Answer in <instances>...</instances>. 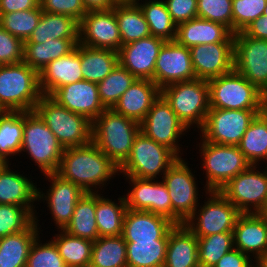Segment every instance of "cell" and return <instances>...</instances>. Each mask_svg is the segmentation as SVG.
I'll return each instance as SVG.
<instances>
[{"label": "cell", "mask_w": 267, "mask_h": 267, "mask_svg": "<svg viewBox=\"0 0 267 267\" xmlns=\"http://www.w3.org/2000/svg\"><path fill=\"white\" fill-rule=\"evenodd\" d=\"M83 80L80 44L68 55L47 64L39 72V85L43 95L51 96L58 88Z\"/></svg>", "instance_id": "obj_26"}, {"label": "cell", "mask_w": 267, "mask_h": 267, "mask_svg": "<svg viewBox=\"0 0 267 267\" xmlns=\"http://www.w3.org/2000/svg\"><path fill=\"white\" fill-rule=\"evenodd\" d=\"M86 11L110 10L115 4L112 0H82Z\"/></svg>", "instance_id": "obj_56"}, {"label": "cell", "mask_w": 267, "mask_h": 267, "mask_svg": "<svg viewBox=\"0 0 267 267\" xmlns=\"http://www.w3.org/2000/svg\"><path fill=\"white\" fill-rule=\"evenodd\" d=\"M43 96L39 73L24 62L0 65V109L34 111Z\"/></svg>", "instance_id": "obj_3"}, {"label": "cell", "mask_w": 267, "mask_h": 267, "mask_svg": "<svg viewBox=\"0 0 267 267\" xmlns=\"http://www.w3.org/2000/svg\"><path fill=\"white\" fill-rule=\"evenodd\" d=\"M265 166V169L262 167V171H259L260 167L250 165L219 190L241 213L267 211V165Z\"/></svg>", "instance_id": "obj_11"}, {"label": "cell", "mask_w": 267, "mask_h": 267, "mask_svg": "<svg viewBox=\"0 0 267 267\" xmlns=\"http://www.w3.org/2000/svg\"><path fill=\"white\" fill-rule=\"evenodd\" d=\"M138 0H112V2L116 5V4H134L136 3Z\"/></svg>", "instance_id": "obj_59"}, {"label": "cell", "mask_w": 267, "mask_h": 267, "mask_svg": "<svg viewBox=\"0 0 267 267\" xmlns=\"http://www.w3.org/2000/svg\"><path fill=\"white\" fill-rule=\"evenodd\" d=\"M79 21L63 14L42 12L37 27L24 43H45L55 39H79Z\"/></svg>", "instance_id": "obj_31"}, {"label": "cell", "mask_w": 267, "mask_h": 267, "mask_svg": "<svg viewBox=\"0 0 267 267\" xmlns=\"http://www.w3.org/2000/svg\"><path fill=\"white\" fill-rule=\"evenodd\" d=\"M237 146L250 165L259 166L261 161L267 162V125L258 114Z\"/></svg>", "instance_id": "obj_42"}, {"label": "cell", "mask_w": 267, "mask_h": 267, "mask_svg": "<svg viewBox=\"0 0 267 267\" xmlns=\"http://www.w3.org/2000/svg\"><path fill=\"white\" fill-rule=\"evenodd\" d=\"M174 226L172 221L155 213L127 209L122 236L125 242L168 240Z\"/></svg>", "instance_id": "obj_24"}, {"label": "cell", "mask_w": 267, "mask_h": 267, "mask_svg": "<svg viewBox=\"0 0 267 267\" xmlns=\"http://www.w3.org/2000/svg\"><path fill=\"white\" fill-rule=\"evenodd\" d=\"M196 79L190 49L174 41H165L155 63L154 83L166 85Z\"/></svg>", "instance_id": "obj_19"}, {"label": "cell", "mask_w": 267, "mask_h": 267, "mask_svg": "<svg viewBox=\"0 0 267 267\" xmlns=\"http://www.w3.org/2000/svg\"><path fill=\"white\" fill-rule=\"evenodd\" d=\"M267 0H232V32L243 31L263 15Z\"/></svg>", "instance_id": "obj_48"}, {"label": "cell", "mask_w": 267, "mask_h": 267, "mask_svg": "<svg viewBox=\"0 0 267 267\" xmlns=\"http://www.w3.org/2000/svg\"><path fill=\"white\" fill-rule=\"evenodd\" d=\"M96 193H84L75 205L70 222L63 229L71 236L95 242L99 238L96 223Z\"/></svg>", "instance_id": "obj_34"}, {"label": "cell", "mask_w": 267, "mask_h": 267, "mask_svg": "<svg viewBox=\"0 0 267 267\" xmlns=\"http://www.w3.org/2000/svg\"><path fill=\"white\" fill-rule=\"evenodd\" d=\"M234 69L261 92L267 91V40L234 33Z\"/></svg>", "instance_id": "obj_15"}, {"label": "cell", "mask_w": 267, "mask_h": 267, "mask_svg": "<svg viewBox=\"0 0 267 267\" xmlns=\"http://www.w3.org/2000/svg\"><path fill=\"white\" fill-rule=\"evenodd\" d=\"M175 41L187 48L212 43H234V33L225 25L194 18L177 25Z\"/></svg>", "instance_id": "obj_27"}, {"label": "cell", "mask_w": 267, "mask_h": 267, "mask_svg": "<svg viewBox=\"0 0 267 267\" xmlns=\"http://www.w3.org/2000/svg\"><path fill=\"white\" fill-rule=\"evenodd\" d=\"M165 40L149 36L122 45L119 52V64L137 79H149L154 82L155 63Z\"/></svg>", "instance_id": "obj_20"}, {"label": "cell", "mask_w": 267, "mask_h": 267, "mask_svg": "<svg viewBox=\"0 0 267 267\" xmlns=\"http://www.w3.org/2000/svg\"><path fill=\"white\" fill-rule=\"evenodd\" d=\"M140 123L105 109L92 122V142L118 167L129 157Z\"/></svg>", "instance_id": "obj_2"}, {"label": "cell", "mask_w": 267, "mask_h": 267, "mask_svg": "<svg viewBox=\"0 0 267 267\" xmlns=\"http://www.w3.org/2000/svg\"><path fill=\"white\" fill-rule=\"evenodd\" d=\"M24 42L0 26V65L23 62Z\"/></svg>", "instance_id": "obj_50"}, {"label": "cell", "mask_w": 267, "mask_h": 267, "mask_svg": "<svg viewBox=\"0 0 267 267\" xmlns=\"http://www.w3.org/2000/svg\"><path fill=\"white\" fill-rule=\"evenodd\" d=\"M40 5L43 12L68 15L79 22L87 13L82 0H40Z\"/></svg>", "instance_id": "obj_51"}, {"label": "cell", "mask_w": 267, "mask_h": 267, "mask_svg": "<svg viewBox=\"0 0 267 267\" xmlns=\"http://www.w3.org/2000/svg\"><path fill=\"white\" fill-rule=\"evenodd\" d=\"M38 236L31 245L26 267H67L52 240L41 243Z\"/></svg>", "instance_id": "obj_47"}, {"label": "cell", "mask_w": 267, "mask_h": 267, "mask_svg": "<svg viewBox=\"0 0 267 267\" xmlns=\"http://www.w3.org/2000/svg\"><path fill=\"white\" fill-rule=\"evenodd\" d=\"M178 119L190 131L203 127L209 111V85L206 80L194 79L175 82L161 89ZM194 126V127H192Z\"/></svg>", "instance_id": "obj_4"}, {"label": "cell", "mask_w": 267, "mask_h": 267, "mask_svg": "<svg viewBox=\"0 0 267 267\" xmlns=\"http://www.w3.org/2000/svg\"><path fill=\"white\" fill-rule=\"evenodd\" d=\"M80 60L83 80L99 83L119 64L118 52L90 48L80 44Z\"/></svg>", "instance_id": "obj_33"}, {"label": "cell", "mask_w": 267, "mask_h": 267, "mask_svg": "<svg viewBox=\"0 0 267 267\" xmlns=\"http://www.w3.org/2000/svg\"><path fill=\"white\" fill-rule=\"evenodd\" d=\"M164 2L176 25L197 18V0H164Z\"/></svg>", "instance_id": "obj_52"}, {"label": "cell", "mask_w": 267, "mask_h": 267, "mask_svg": "<svg viewBox=\"0 0 267 267\" xmlns=\"http://www.w3.org/2000/svg\"><path fill=\"white\" fill-rule=\"evenodd\" d=\"M255 267H267V252L255 261Z\"/></svg>", "instance_id": "obj_58"}, {"label": "cell", "mask_w": 267, "mask_h": 267, "mask_svg": "<svg viewBox=\"0 0 267 267\" xmlns=\"http://www.w3.org/2000/svg\"><path fill=\"white\" fill-rule=\"evenodd\" d=\"M242 32L251 38L267 40V15L252 21Z\"/></svg>", "instance_id": "obj_55"}, {"label": "cell", "mask_w": 267, "mask_h": 267, "mask_svg": "<svg viewBox=\"0 0 267 267\" xmlns=\"http://www.w3.org/2000/svg\"><path fill=\"white\" fill-rule=\"evenodd\" d=\"M96 193V223L99 237L119 236L123 232L124 216L127 211L126 200L123 196L117 198V202L104 198Z\"/></svg>", "instance_id": "obj_35"}, {"label": "cell", "mask_w": 267, "mask_h": 267, "mask_svg": "<svg viewBox=\"0 0 267 267\" xmlns=\"http://www.w3.org/2000/svg\"><path fill=\"white\" fill-rule=\"evenodd\" d=\"M140 131L148 138L168 147L181 158L183 150H181L179 139L189 130L178 119L170 104L161 94L153 102L146 117L140 122Z\"/></svg>", "instance_id": "obj_14"}, {"label": "cell", "mask_w": 267, "mask_h": 267, "mask_svg": "<svg viewBox=\"0 0 267 267\" xmlns=\"http://www.w3.org/2000/svg\"><path fill=\"white\" fill-rule=\"evenodd\" d=\"M59 105L93 122L106 108L98 94L97 83L81 80L58 88L51 96Z\"/></svg>", "instance_id": "obj_22"}, {"label": "cell", "mask_w": 267, "mask_h": 267, "mask_svg": "<svg viewBox=\"0 0 267 267\" xmlns=\"http://www.w3.org/2000/svg\"><path fill=\"white\" fill-rule=\"evenodd\" d=\"M123 177L132 188L124 195L128 209L149 211L172 221L171 198L162 180Z\"/></svg>", "instance_id": "obj_18"}, {"label": "cell", "mask_w": 267, "mask_h": 267, "mask_svg": "<svg viewBox=\"0 0 267 267\" xmlns=\"http://www.w3.org/2000/svg\"><path fill=\"white\" fill-rule=\"evenodd\" d=\"M213 267H255V261L240 250L233 248L226 253Z\"/></svg>", "instance_id": "obj_53"}, {"label": "cell", "mask_w": 267, "mask_h": 267, "mask_svg": "<svg viewBox=\"0 0 267 267\" xmlns=\"http://www.w3.org/2000/svg\"><path fill=\"white\" fill-rule=\"evenodd\" d=\"M45 180L50 182V188L44 192L38 188L37 202L41 201L50 210L52 219H54L57 229L63 230L70 222L76 203L84 195V191L72 183L63 179L57 173H48L43 175Z\"/></svg>", "instance_id": "obj_16"}, {"label": "cell", "mask_w": 267, "mask_h": 267, "mask_svg": "<svg viewBox=\"0 0 267 267\" xmlns=\"http://www.w3.org/2000/svg\"><path fill=\"white\" fill-rule=\"evenodd\" d=\"M42 12L41 5H39L37 8L29 10L0 13V26L25 42L37 27Z\"/></svg>", "instance_id": "obj_45"}, {"label": "cell", "mask_w": 267, "mask_h": 267, "mask_svg": "<svg viewBox=\"0 0 267 267\" xmlns=\"http://www.w3.org/2000/svg\"><path fill=\"white\" fill-rule=\"evenodd\" d=\"M160 94L161 89L152 80L137 79L123 93L112 110L140 123Z\"/></svg>", "instance_id": "obj_28"}, {"label": "cell", "mask_w": 267, "mask_h": 267, "mask_svg": "<svg viewBox=\"0 0 267 267\" xmlns=\"http://www.w3.org/2000/svg\"><path fill=\"white\" fill-rule=\"evenodd\" d=\"M55 234L51 240L58 248L59 254L67 267H89L93 243L90 240L71 236L64 230Z\"/></svg>", "instance_id": "obj_38"}, {"label": "cell", "mask_w": 267, "mask_h": 267, "mask_svg": "<svg viewBox=\"0 0 267 267\" xmlns=\"http://www.w3.org/2000/svg\"><path fill=\"white\" fill-rule=\"evenodd\" d=\"M24 112L2 111L0 113V162L9 163L10 157L19 154L22 146ZM9 159V160H8Z\"/></svg>", "instance_id": "obj_36"}, {"label": "cell", "mask_w": 267, "mask_h": 267, "mask_svg": "<svg viewBox=\"0 0 267 267\" xmlns=\"http://www.w3.org/2000/svg\"><path fill=\"white\" fill-rule=\"evenodd\" d=\"M35 221L24 231L0 238V267H26L29 251L35 239L43 231Z\"/></svg>", "instance_id": "obj_30"}, {"label": "cell", "mask_w": 267, "mask_h": 267, "mask_svg": "<svg viewBox=\"0 0 267 267\" xmlns=\"http://www.w3.org/2000/svg\"><path fill=\"white\" fill-rule=\"evenodd\" d=\"M122 45L151 36L149 25L137 3L116 4L113 8Z\"/></svg>", "instance_id": "obj_37"}, {"label": "cell", "mask_w": 267, "mask_h": 267, "mask_svg": "<svg viewBox=\"0 0 267 267\" xmlns=\"http://www.w3.org/2000/svg\"><path fill=\"white\" fill-rule=\"evenodd\" d=\"M11 163L0 164V204H13L27 208L34 216L38 188L34 180L10 169ZM36 185V186H35Z\"/></svg>", "instance_id": "obj_25"}, {"label": "cell", "mask_w": 267, "mask_h": 267, "mask_svg": "<svg viewBox=\"0 0 267 267\" xmlns=\"http://www.w3.org/2000/svg\"><path fill=\"white\" fill-rule=\"evenodd\" d=\"M258 110L209 108L200 137L219 145H238Z\"/></svg>", "instance_id": "obj_13"}, {"label": "cell", "mask_w": 267, "mask_h": 267, "mask_svg": "<svg viewBox=\"0 0 267 267\" xmlns=\"http://www.w3.org/2000/svg\"><path fill=\"white\" fill-rule=\"evenodd\" d=\"M263 15H267V3H266V6H265Z\"/></svg>", "instance_id": "obj_60"}, {"label": "cell", "mask_w": 267, "mask_h": 267, "mask_svg": "<svg viewBox=\"0 0 267 267\" xmlns=\"http://www.w3.org/2000/svg\"><path fill=\"white\" fill-rule=\"evenodd\" d=\"M163 267H200L198 239L185 224L175 225L169 231Z\"/></svg>", "instance_id": "obj_29"}, {"label": "cell", "mask_w": 267, "mask_h": 267, "mask_svg": "<svg viewBox=\"0 0 267 267\" xmlns=\"http://www.w3.org/2000/svg\"><path fill=\"white\" fill-rule=\"evenodd\" d=\"M196 78L209 81L234 69V43H212L190 48Z\"/></svg>", "instance_id": "obj_21"}, {"label": "cell", "mask_w": 267, "mask_h": 267, "mask_svg": "<svg viewBox=\"0 0 267 267\" xmlns=\"http://www.w3.org/2000/svg\"><path fill=\"white\" fill-rule=\"evenodd\" d=\"M137 78L120 64L101 82L97 83L98 94L103 106L112 109L123 93Z\"/></svg>", "instance_id": "obj_43"}, {"label": "cell", "mask_w": 267, "mask_h": 267, "mask_svg": "<svg viewBox=\"0 0 267 267\" xmlns=\"http://www.w3.org/2000/svg\"><path fill=\"white\" fill-rule=\"evenodd\" d=\"M198 239V263L200 267H213L234 248L233 232H223Z\"/></svg>", "instance_id": "obj_44"}, {"label": "cell", "mask_w": 267, "mask_h": 267, "mask_svg": "<svg viewBox=\"0 0 267 267\" xmlns=\"http://www.w3.org/2000/svg\"><path fill=\"white\" fill-rule=\"evenodd\" d=\"M35 216L25 207L0 204V238L26 230Z\"/></svg>", "instance_id": "obj_46"}, {"label": "cell", "mask_w": 267, "mask_h": 267, "mask_svg": "<svg viewBox=\"0 0 267 267\" xmlns=\"http://www.w3.org/2000/svg\"><path fill=\"white\" fill-rule=\"evenodd\" d=\"M40 0H0V13H10L37 8Z\"/></svg>", "instance_id": "obj_54"}, {"label": "cell", "mask_w": 267, "mask_h": 267, "mask_svg": "<svg viewBox=\"0 0 267 267\" xmlns=\"http://www.w3.org/2000/svg\"><path fill=\"white\" fill-rule=\"evenodd\" d=\"M189 167L185 159L178 158L161 177L171 198L172 222L175 225L184 224L200 205L197 177Z\"/></svg>", "instance_id": "obj_12"}, {"label": "cell", "mask_w": 267, "mask_h": 267, "mask_svg": "<svg viewBox=\"0 0 267 267\" xmlns=\"http://www.w3.org/2000/svg\"><path fill=\"white\" fill-rule=\"evenodd\" d=\"M79 39H55L45 43H24L23 62L38 73L50 62L72 52Z\"/></svg>", "instance_id": "obj_32"}, {"label": "cell", "mask_w": 267, "mask_h": 267, "mask_svg": "<svg viewBox=\"0 0 267 267\" xmlns=\"http://www.w3.org/2000/svg\"><path fill=\"white\" fill-rule=\"evenodd\" d=\"M89 267H127L123 236L99 237L93 243Z\"/></svg>", "instance_id": "obj_40"}, {"label": "cell", "mask_w": 267, "mask_h": 267, "mask_svg": "<svg viewBox=\"0 0 267 267\" xmlns=\"http://www.w3.org/2000/svg\"><path fill=\"white\" fill-rule=\"evenodd\" d=\"M168 240L126 242L127 267H163Z\"/></svg>", "instance_id": "obj_39"}, {"label": "cell", "mask_w": 267, "mask_h": 267, "mask_svg": "<svg viewBox=\"0 0 267 267\" xmlns=\"http://www.w3.org/2000/svg\"><path fill=\"white\" fill-rule=\"evenodd\" d=\"M140 6L145 20L147 21L152 36L165 41H174L176 38L177 25L173 22L164 0H145Z\"/></svg>", "instance_id": "obj_41"}, {"label": "cell", "mask_w": 267, "mask_h": 267, "mask_svg": "<svg viewBox=\"0 0 267 267\" xmlns=\"http://www.w3.org/2000/svg\"><path fill=\"white\" fill-rule=\"evenodd\" d=\"M197 17L221 23L232 31V0H197Z\"/></svg>", "instance_id": "obj_49"}, {"label": "cell", "mask_w": 267, "mask_h": 267, "mask_svg": "<svg viewBox=\"0 0 267 267\" xmlns=\"http://www.w3.org/2000/svg\"><path fill=\"white\" fill-rule=\"evenodd\" d=\"M234 248L256 261L267 252V215L241 213L233 229Z\"/></svg>", "instance_id": "obj_23"}, {"label": "cell", "mask_w": 267, "mask_h": 267, "mask_svg": "<svg viewBox=\"0 0 267 267\" xmlns=\"http://www.w3.org/2000/svg\"><path fill=\"white\" fill-rule=\"evenodd\" d=\"M64 147L35 111L24 112L20 154L26 152L43 175L57 173Z\"/></svg>", "instance_id": "obj_6"}, {"label": "cell", "mask_w": 267, "mask_h": 267, "mask_svg": "<svg viewBox=\"0 0 267 267\" xmlns=\"http://www.w3.org/2000/svg\"><path fill=\"white\" fill-rule=\"evenodd\" d=\"M207 82L210 108L259 110L262 92L235 69Z\"/></svg>", "instance_id": "obj_9"}, {"label": "cell", "mask_w": 267, "mask_h": 267, "mask_svg": "<svg viewBox=\"0 0 267 267\" xmlns=\"http://www.w3.org/2000/svg\"><path fill=\"white\" fill-rule=\"evenodd\" d=\"M57 174L86 193H101L110 179L120 173L119 167L90 142L84 146L64 148Z\"/></svg>", "instance_id": "obj_1"}, {"label": "cell", "mask_w": 267, "mask_h": 267, "mask_svg": "<svg viewBox=\"0 0 267 267\" xmlns=\"http://www.w3.org/2000/svg\"><path fill=\"white\" fill-rule=\"evenodd\" d=\"M205 196L204 204L196 208L184 222L185 226L197 238L233 232L241 212L220 191H208Z\"/></svg>", "instance_id": "obj_10"}, {"label": "cell", "mask_w": 267, "mask_h": 267, "mask_svg": "<svg viewBox=\"0 0 267 267\" xmlns=\"http://www.w3.org/2000/svg\"><path fill=\"white\" fill-rule=\"evenodd\" d=\"M34 111L64 148L84 146L92 142V122L59 105L50 96L43 95Z\"/></svg>", "instance_id": "obj_5"}, {"label": "cell", "mask_w": 267, "mask_h": 267, "mask_svg": "<svg viewBox=\"0 0 267 267\" xmlns=\"http://www.w3.org/2000/svg\"><path fill=\"white\" fill-rule=\"evenodd\" d=\"M79 26V44L119 52L122 41L113 9L88 11Z\"/></svg>", "instance_id": "obj_17"}, {"label": "cell", "mask_w": 267, "mask_h": 267, "mask_svg": "<svg viewBox=\"0 0 267 267\" xmlns=\"http://www.w3.org/2000/svg\"><path fill=\"white\" fill-rule=\"evenodd\" d=\"M178 158L171 149L140 131L135 137L129 157L119 167V173L123 176L156 180L161 175L163 177Z\"/></svg>", "instance_id": "obj_8"}, {"label": "cell", "mask_w": 267, "mask_h": 267, "mask_svg": "<svg viewBox=\"0 0 267 267\" xmlns=\"http://www.w3.org/2000/svg\"><path fill=\"white\" fill-rule=\"evenodd\" d=\"M200 139L198 150L202 157L201 168L206 175L205 193L219 191L250 166L237 145H219Z\"/></svg>", "instance_id": "obj_7"}, {"label": "cell", "mask_w": 267, "mask_h": 267, "mask_svg": "<svg viewBox=\"0 0 267 267\" xmlns=\"http://www.w3.org/2000/svg\"><path fill=\"white\" fill-rule=\"evenodd\" d=\"M258 115L267 125V91L261 93Z\"/></svg>", "instance_id": "obj_57"}]
</instances>
